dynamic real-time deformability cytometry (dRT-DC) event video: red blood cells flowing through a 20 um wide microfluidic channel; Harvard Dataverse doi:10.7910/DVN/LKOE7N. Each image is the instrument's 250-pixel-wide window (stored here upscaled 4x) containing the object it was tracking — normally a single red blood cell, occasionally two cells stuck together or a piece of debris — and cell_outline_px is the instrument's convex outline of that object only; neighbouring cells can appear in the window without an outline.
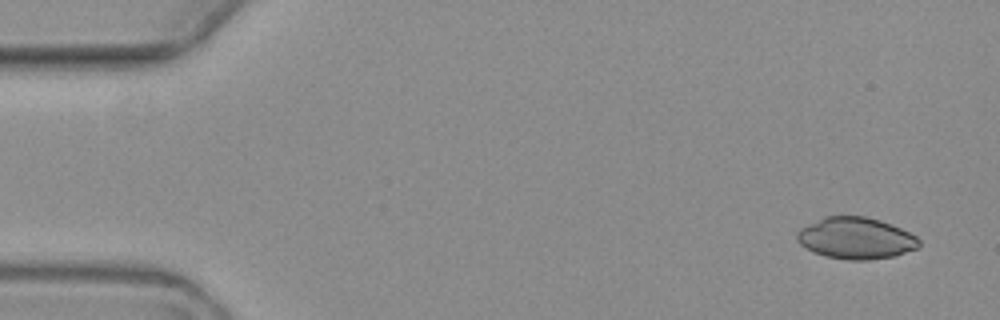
{"species": "common noctule bat (a hibernating species)", "species_latin": "Nyctalus noctula", "temperature_condition": "warm", "stored_images_in_passage": 8, "camera_frame_rate_fps": 3000, "um_per_image_px": 0.085, "animal": {"sex": "female", "body_mass_g": 19.3, "forearm_length_mm": 54.1}, "frame": {"image": 1, "passage_image": 1, "time_ms": 0.0, "image_size_px": [1000, 320], "cell_outline_px": [[920, 244], [916, 248], [892, 256], [868, 260], [848, 260], [824, 256], [812, 252], [800, 244], [796, 240], [796, 232], [800, 228], [824, 216], [864, 216], [880, 220], [892, 224], [916, 236], [920, 240]], "centroid_in_image_um": [72.7, 20.24], "position_along_channel_um": 12.3, "area_um2": 29.59}}